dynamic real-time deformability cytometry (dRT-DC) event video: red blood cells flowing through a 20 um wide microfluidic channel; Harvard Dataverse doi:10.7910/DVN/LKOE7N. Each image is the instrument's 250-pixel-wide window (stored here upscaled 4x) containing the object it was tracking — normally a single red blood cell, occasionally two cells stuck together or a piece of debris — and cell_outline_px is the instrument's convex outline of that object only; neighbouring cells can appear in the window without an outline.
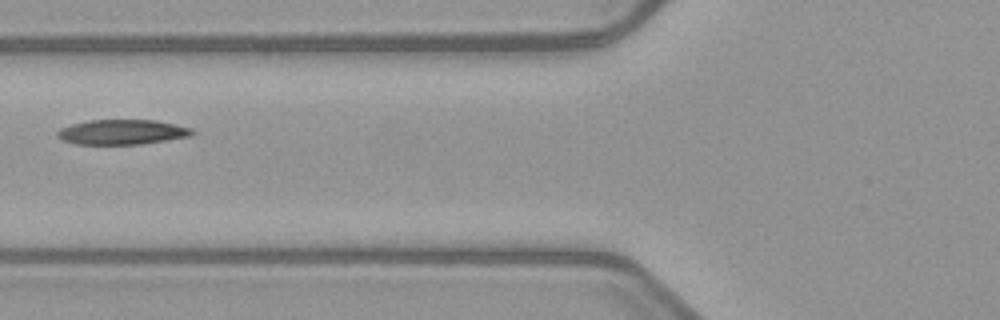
{"species": "common noctule bat (a hibernating species)", "species_latin": "Nyctalus noctula", "temperature_condition": "warm", "stored_images_in_passage": 2, "camera_frame_rate_fps": 3000, "um_per_image_px": 0.085, "animal": {"sex": "female", "body_mass_g": 21.9}, "frame": {"image": 1, "passage_image": 2, "time_ms": 1.0, "image_size_px": [1000, 320], "cell_outline_px": [[196, 132], [192, 136], [140, 144], [76, 144], [60, 140], [56, 136], [56, 132], [60, 128], [72, 124], [88, 120], [156, 120], [192, 128]], "centroid_in_image_um": [10.36, 11.22], "position_along_channel_um": 115.4, "area_um2": 19.71}}